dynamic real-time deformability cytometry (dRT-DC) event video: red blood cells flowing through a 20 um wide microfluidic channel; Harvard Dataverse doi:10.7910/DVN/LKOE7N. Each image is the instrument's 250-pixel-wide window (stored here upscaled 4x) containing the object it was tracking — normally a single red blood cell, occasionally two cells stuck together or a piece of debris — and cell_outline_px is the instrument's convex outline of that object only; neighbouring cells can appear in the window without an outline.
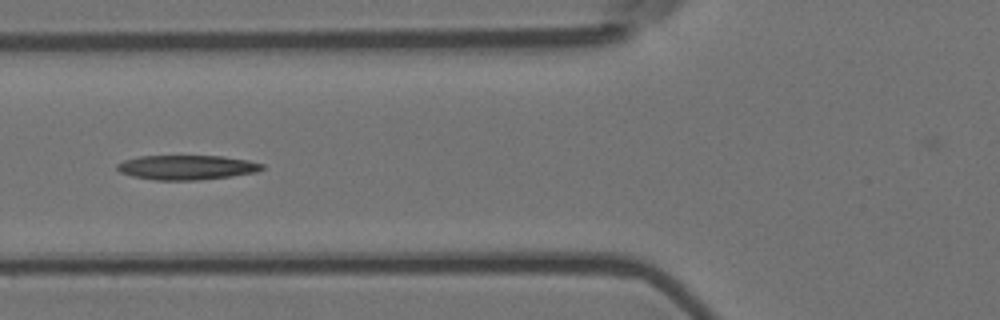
{"species": "Egyptian fruit bat (a non-hibernating species)", "species_latin": "Rousettus aegyptiacus", "temperature_condition": "room temperature", "stored_images_in_passage": 10, "camera_frame_rate_fps": 3000, "um_per_image_px": 0.085, "animal": {"sex": "female"}, "frame": {"image": 1, "passage_image": 8, "time_ms": 2.333, "image_size_px": [1000, 320], "cell_outline_px": [[264, 168], [256, 172], [232, 176], [196, 180], [156, 180], [132, 176], [120, 172], [116, 168], [116, 164], [124, 160], [140, 156], [224, 156], [248, 160], [264, 164]], "centroid_in_image_um": [15.87, 14.22], "position_along_channel_um": 109.9, "area_um2": 20.75}}
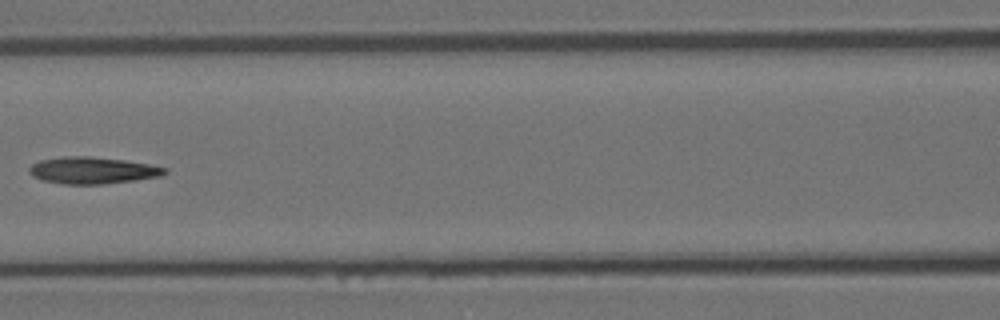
{"frame": {"image": 2, "passage_image": 9, "time_ms": 2.667, "image_size_px": [1000, 320], "cell_outline_px": [[168, 172], [160, 176], [136, 180], [104, 184], [60, 184], [44, 180], [32, 176], [28, 172], [28, 168], [32, 164], [40, 160], [64, 156], [88, 156], [124, 160], [148, 164], [168, 168]], "centroid_in_image_um": [7.85, 14.48], "position_along_channel_um": 158.7, "area_um2": 21.21}}
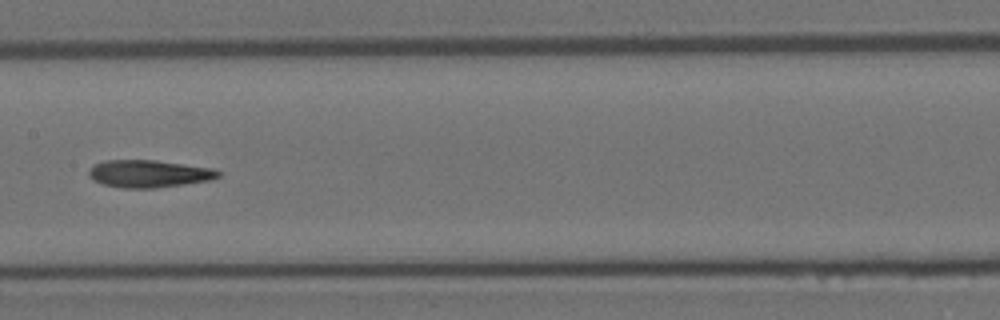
{"frame": {"image": 3, "passage_image": 10, "time_ms": 3.0, "image_size_px": [1000, 320], "cell_outline_px": [[220, 176], [208, 180], [184, 184], [156, 188], [124, 188], [104, 184], [92, 180], [88, 176], [88, 168], [104, 160], [156, 160], [216, 168], [220, 172]], "centroid_in_image_um": [12.65, 14.75], "position_along_channel_um": 194.8, "area_um2": 20.81}}